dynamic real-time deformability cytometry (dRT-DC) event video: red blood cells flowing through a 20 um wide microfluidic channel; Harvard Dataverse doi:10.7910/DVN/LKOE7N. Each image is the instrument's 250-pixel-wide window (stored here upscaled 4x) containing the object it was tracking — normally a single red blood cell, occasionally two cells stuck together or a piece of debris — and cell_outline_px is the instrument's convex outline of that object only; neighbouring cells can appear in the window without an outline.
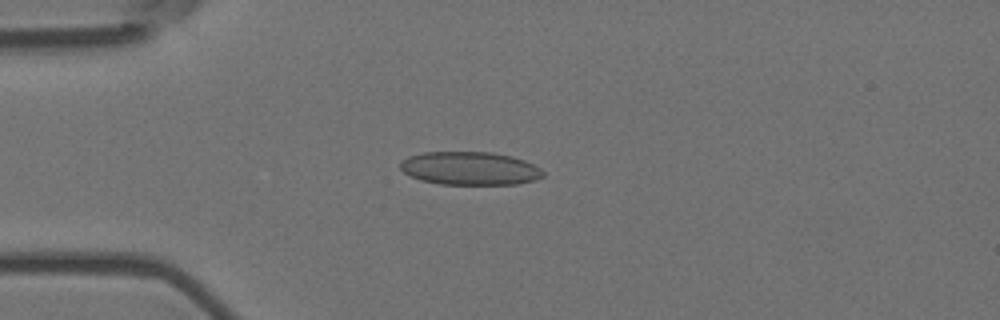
{"species": "Egyptian fruit bat (a non-hibernating species)", "species_latin": "Rousettus aegyptiacus", "temperature_condition": "room temperature", "stored_images_in_passage": 8, "camera_frame_rate_fps": 3000, "um_per_image_px": 0.085, "animal": {"sex": "female"}, "frame": {"image": 1, "passage_image": 4, "time_ms": 1.0, "image_size_px": [1000, 320], "cell_outline_px": [[544, 176], [536, 180], [516, 184], [440, 184], [420, 180], [404, 172], [400, 168], [400, 160], [408, 156], [424, 152], [492, 152], [512, 156], [524, 160], [540, 168], [544, 172]], "centroid_in_image_um": [39.94, 14.31], "position_along_channel_um": 45.1, "area_um2": 27.74}}
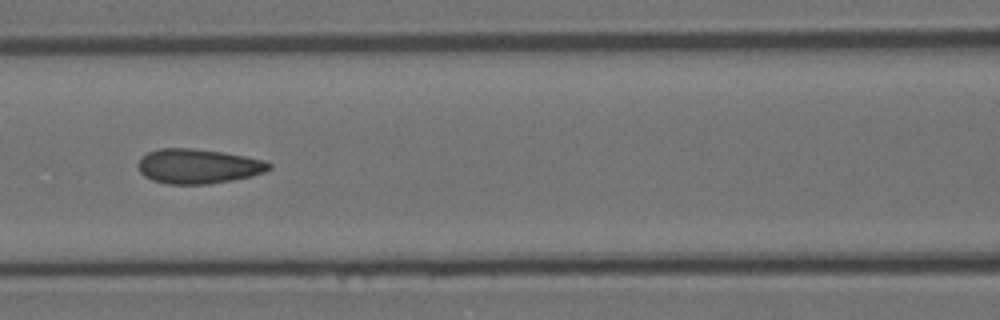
{"frame": {"image": 2, "passage_image": 7, "time_ms": 2.0, "image_size_px": [1000, 320], "cell_outline_px": [[272, 168], [264, 172], [252, 176], [232, 180], [208, 184], [168, 184], [152, 180], [144, 176], [140, 172], [136, 164], [148, 152], [160, 148], [192, 148], [220, 152], [244, 156], [264, 160], [272, 164]], "centroid_in_image_um": [16.84, 14.13], "position_along_channel_um": 149.8, "area_um2": 26.41}}
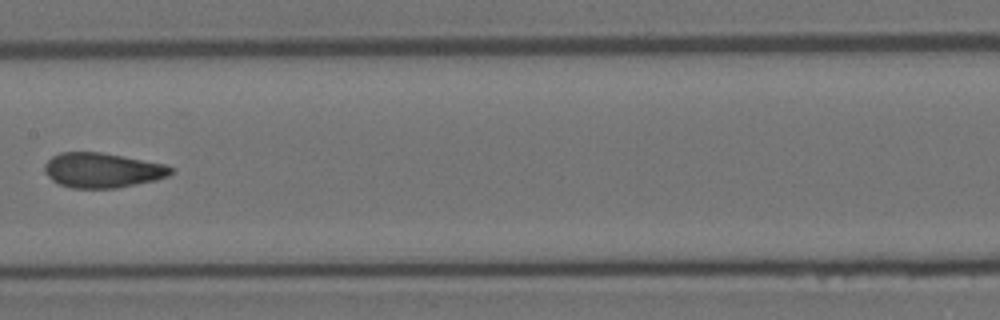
{"frame": {"image": 3, "passage_image": 8, "time_ms": 2.333, "image_size_px": [1000, 320], "cell_outline_px": [[172, 172], [168, 176], [156, 180], [116, 188], [72, 188], [60, 184], [52, 180], [44, 172], [44, 164], [52, 156], [60, 152], [100, 152], [164, 164], [172, 168]], "centroid_in_image_um": [8.66, 14.47], "position_along_channel_um": 198.7, "area_um2": 25.49}}